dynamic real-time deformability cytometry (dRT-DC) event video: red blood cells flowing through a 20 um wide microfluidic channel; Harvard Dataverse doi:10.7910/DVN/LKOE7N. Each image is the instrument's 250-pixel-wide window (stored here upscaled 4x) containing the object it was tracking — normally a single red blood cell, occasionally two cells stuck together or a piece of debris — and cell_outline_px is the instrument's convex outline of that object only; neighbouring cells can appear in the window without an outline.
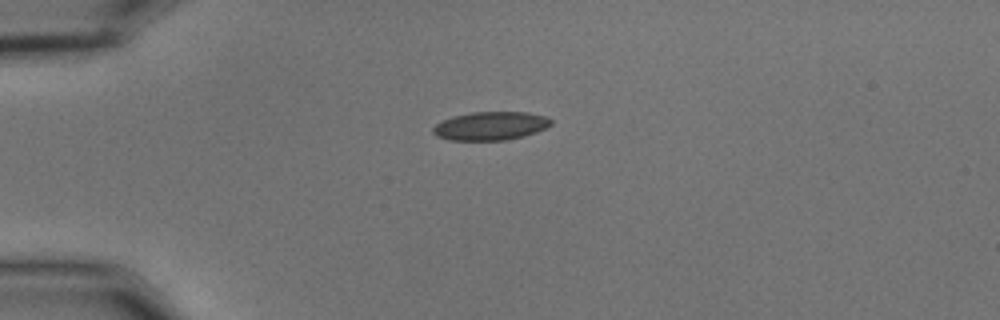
{"species": "common noctule bat (a hibernating species)", "species_latin": "Nyctalus noctula", "temperature_condition": "cold", "stored_images_in_passage": 42, "camera_frame_rate_fps": 3000, "um_per_image_px": 0.085, "animal": {"sex": "male", "body_mass_g": 15.6}, "frame": {"image": 1, "passage_image": 1, "time_ms": 0.0, "image_size_px": [1000, 320], "cell_outline_px": [[552, 124], [536, 132], [524, 136], [508, 140], [448, 140], [436, 136], [432, 132], [432, 128], [436, 124], [452, 116], [472, 112], [528, 112], [544, 116], [552, 120]], "centroid_in_image_um": [41.68, 10.7], "position_along_channel_um": 43.3, "area_um2": 19.59}}
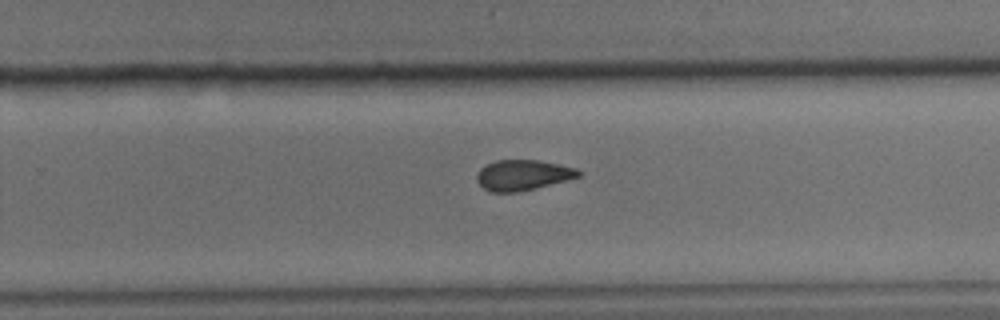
{"frame": {"image": 2, "passage_image": 23, "time_ms": 7.333, "image_size_px": [1000, 320], "cell_outline_px": [[580, 176], [516, 192], [492, 192], [484, 188], [476, 180], [476, 176], [480, 168], [484, 164], [496, 160], [536, 160], [560, 164], [576, 168], [580, 172]], "centroid_in_image_um": [44.38, 14.86], "position_along_channel_um": 285.4, "area_um2": 17.74}}
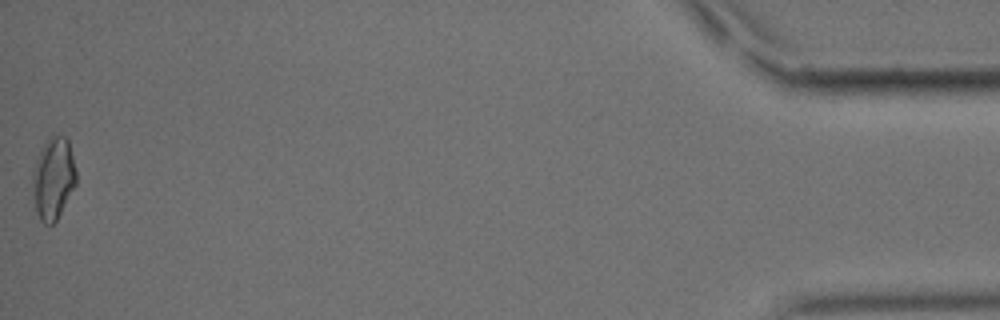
{"frame": {"image": 3, "passage_image": 42, "time_ms": 13.667, "image_size_px": [1000, 320], "cell_outline_px": [[76, 184], [56, 220], [52, 224], [44, 224], [40, 220], [36, 212], [32, 184], [32, 172], [36, 160], [48, 136], [68, 136], [76, 172]], "centroid_in_image_um": [4.53, 15.14], "position_along_channel_um": 430.7, "area_um2": 20.75}, "authors_computed_cell_mechanics": {"area_um2": 19.0162, "velocity_mm_per_s": 3.6701, "shape_relaxation_time_tau1_ms": null, "shape_relaxation_time_tau2_ms": 4.3553, "deformation_change_tau1": null, "deformation_change_tau2": 0.1131}}